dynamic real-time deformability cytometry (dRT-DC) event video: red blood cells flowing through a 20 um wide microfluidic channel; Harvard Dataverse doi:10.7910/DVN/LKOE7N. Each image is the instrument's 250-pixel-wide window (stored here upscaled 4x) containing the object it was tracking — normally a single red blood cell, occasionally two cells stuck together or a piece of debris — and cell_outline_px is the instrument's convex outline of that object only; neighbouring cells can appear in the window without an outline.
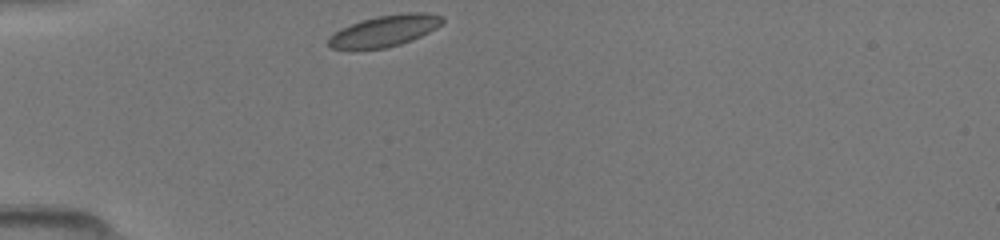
{"species": "common noctule bat (a hibernating species)", "species_latin": "Nyctalus noctula", "temperature_condition": "room temperature", "stored_images_in_passage": 30, "camera_frame_rate_fps": 3000, "um_per_image_px": 0.085, "animal": {"sex": "female", "body_mass_g": 19.5, "forearm_length_mm": 54.1}, "frame": {"image": 1, "passage_image": 1, "time_ms": 0.0, "image_size_px": [1000, 240], "cell_outline_px": [[444, 20], [436, 28], [412, 40], [400, 44], [384, 48], [328, 48], [328, 36], [340, 28], [360, 20], [376, 16], [408, 12], [424, 12], [444, 16]], "centroid_in_image_um": [32.68, 2.6], "position_along_channel_um": 52.3, "area_um2": 20.69}}
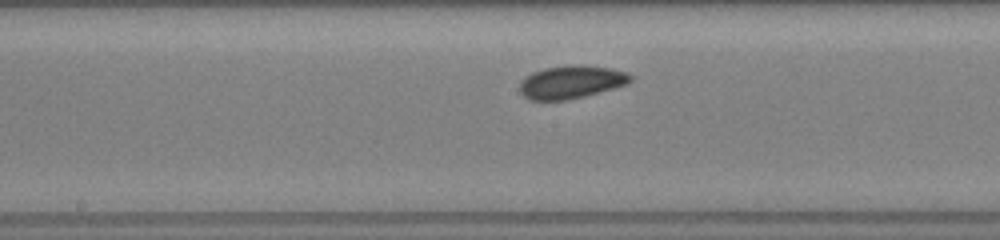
{"frame": {"image": 2, "passage_image": 13, "time_ms": 4.0, "image_size_px": [1000, 240], "cell_outline_px": [[632, 80], [628, 84], [584, 96], [568, 100], [528, 100], [520, 92], [520, 80], [532, 72], [544, 68], [572, 64], [580, 64], [612, 68], [628, 72], [632, 76]], "centroid_in_image_um": [48.56, 6.96], "position_along_channel_um": 199.6, "area_um2": 21.56}}
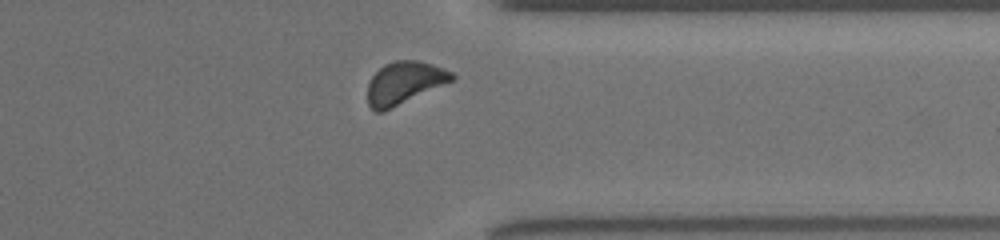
{"frame": {"image": 3, "passage_image": 26, "time_ms": 8.333, "image_size_px": [1000, 240], "cell_outline_px": [[456, 80], [384, 112], [376, 112], [368, 104], [368, 84], [372, 76], [384, 64], [396, 60], [416, 60], [432, 64], [444, 68], [452, 72], [456, 76]], "centroid_in_image_um": [34.4, 7.05], "position_along_channel_um": 377.0, "area_um2": 21.15}}